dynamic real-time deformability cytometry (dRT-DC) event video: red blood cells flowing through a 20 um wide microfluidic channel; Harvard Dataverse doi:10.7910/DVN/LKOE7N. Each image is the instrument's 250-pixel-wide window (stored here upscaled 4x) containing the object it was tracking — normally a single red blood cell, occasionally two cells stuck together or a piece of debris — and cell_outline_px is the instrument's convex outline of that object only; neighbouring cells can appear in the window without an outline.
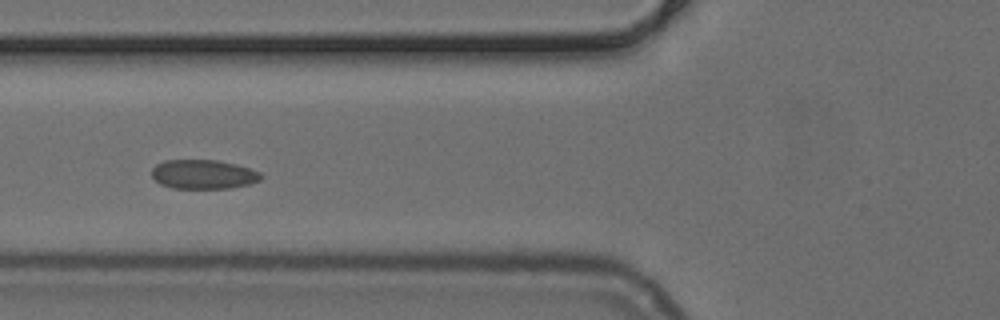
{"species": "common noctule bat (a hibernating species)", "species_latin": "Nyctalus noctula", "temperature_condition": "cold", "stored_images_in_passage": 14, "camera_frame_rate_fps": 3000, "um_per_image_px": 0.085, "animal": {"sex": "female", "body_mass_g": 24.6, "forearm_length_mm": 56.2}, "frame": {"image": 1, "passage_image": 8, "time_ms": 2.333, "image_size_px": [1000, 320], "cell_outline_px": [[264, 176], [260, 180], [248, 184], [228, 188], [172, 188], [160, 184], [152, 176], [152, 168], [156, 164], [164, 160], [216, 160], [236, 164], [260, 172]], "centroid_in_image_um": [17.27, 14.81], "position_along_channel_um": 108.5, "area_um2": 18.55}}
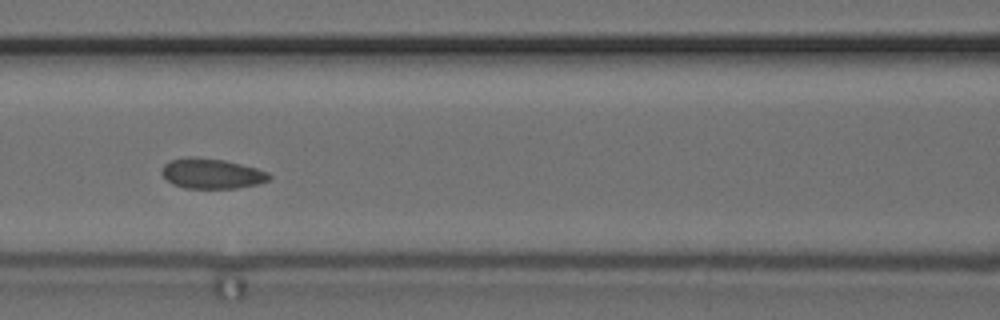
{"frame": {"image": 2, "passage_image": 11, "time_ms": 3.333, "image_size_px": [1000, 320], "cell_outline_px": [[272, 176], [268, 180], [256, 184], [236, 188], [184, 188], [172, 184], [160, 172], [164, 164], [172, 160], [188, 156], [192, 156], [224, 160], [256, 168], [268, 172]], "centroid_in_image_um": [17.97, 14.75], "position_along_channel_um": 148.6, "area_um2": 18.79}}